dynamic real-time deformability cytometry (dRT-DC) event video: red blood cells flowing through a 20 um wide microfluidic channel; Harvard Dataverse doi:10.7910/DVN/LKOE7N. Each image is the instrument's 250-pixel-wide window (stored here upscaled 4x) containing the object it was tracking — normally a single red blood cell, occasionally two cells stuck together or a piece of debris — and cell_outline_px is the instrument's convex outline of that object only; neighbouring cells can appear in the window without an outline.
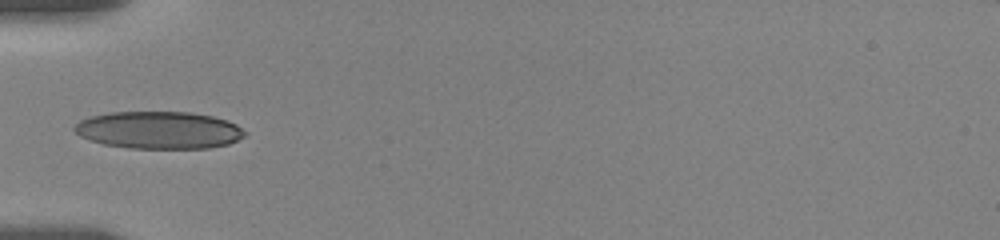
{"species": "human", "species_latin": "Homo sapiens", "temperature_condition": "room temperature", "stored_images_in_passage": 8, "camera_frame_rate_fps": 3000, "um_per_image_px": 0.085, "donor": {"sex": "female"}, "frame": {"image": 1, "passage_image": 6, "time_ms": 4.0, "image_size_px": [1000, 240], "cell_outline_px": [[248, 132], [244, 136], [228, 144], [208, 148], [128, 148], [104, 144], [80, 136], [72, 128], [80, 120], [88, 116], [112, 112], [192, 112], [212, 116], [228, 120], [236, 124]], "centroid_in_image_um": [13.52, 11.05], "position_along_channel_um": 71.5, "area_um2": 37.17}}
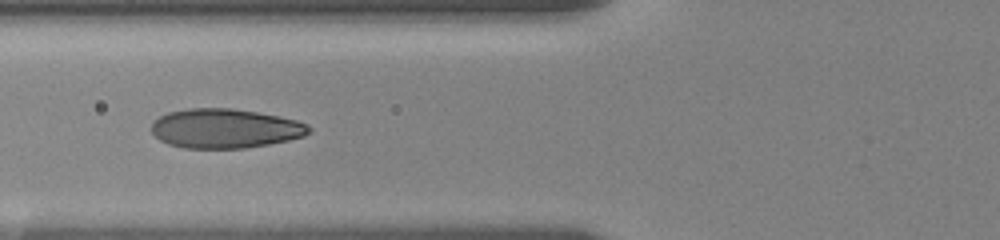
{"frame": {"image": 2, "passage_image": 7, "time_ms": 5.0, "image_size_px": [1000, 240], "cell_outline_px": [[312, 128], [304, 136], [288, 140], [268, 144], [244, 148], [184, 148], [168, 144], [160, 140], [152, 132], [152, 124], [160, 116], [168, 112], [188, 108], [232, 108], [256, 112], [296, 120], [308, 124]], "centroid_in_image_um": [19.12, 10.92], "position_along_channel_um": 106.7, "area_um2": 35.95}}